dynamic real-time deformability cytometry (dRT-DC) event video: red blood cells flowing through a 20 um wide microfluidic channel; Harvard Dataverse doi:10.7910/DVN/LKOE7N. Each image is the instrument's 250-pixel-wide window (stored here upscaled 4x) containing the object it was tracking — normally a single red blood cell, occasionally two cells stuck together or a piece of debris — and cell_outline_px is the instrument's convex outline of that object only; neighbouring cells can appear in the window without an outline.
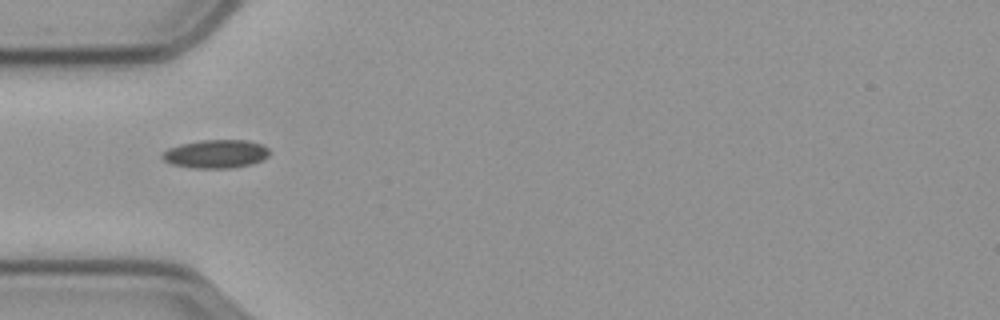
{"species": "common noctule bat (a hibernating species)", "species_latin": "Nyctalus noctula", "temperature_condition": "cold", "stored_images_in_passage": 11, "camera_frame_rate_fps": 3000, "um_per_image_px": 0.085, "animal": {"sex": "male", "body_mass_g": 23.1, "forearm_length_mm": 52.7}, "frame": {"image": 1, "passage_image": 1, "time_ms": 0.0, "image_size_px": [1000, 320], "cell_outline_px": [[268, 156], [264, 160], [252, 164], [232, 168], [192, 168], [172, 164], [164, 160], [160, 156], [160, 152], [168, 148], [180, 144], [200, 140], [248, 140], [260, 144], [268, 148]], "centroid_in_image_um": [18.32, 13.08], "position_along_channel_um": 66.7, "area_um2": 17.92}}
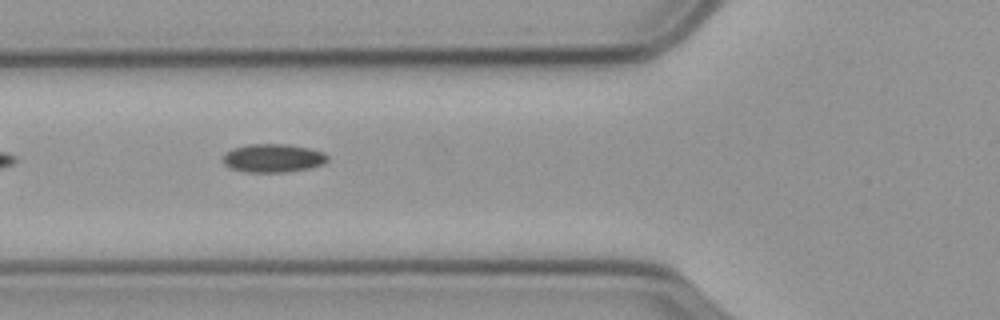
{"frame": {"image": 2, "passage_image": 4, "time_ms": 1.0, "image_size_px": [1000, 320], "cell_outline_px": [[328, 160], [324, 164], [308, 168], [288, 172], [244, 172], [228, 168], [224, 164], [224, 156], [232, 148], [248, 144], [288, 144], [308, 148], [324, 152], [328, 156]], "centroid_in_image_um": [23.21, 13.44], "position_along_channel_um": 102.6, "area_um2": 17.4}}